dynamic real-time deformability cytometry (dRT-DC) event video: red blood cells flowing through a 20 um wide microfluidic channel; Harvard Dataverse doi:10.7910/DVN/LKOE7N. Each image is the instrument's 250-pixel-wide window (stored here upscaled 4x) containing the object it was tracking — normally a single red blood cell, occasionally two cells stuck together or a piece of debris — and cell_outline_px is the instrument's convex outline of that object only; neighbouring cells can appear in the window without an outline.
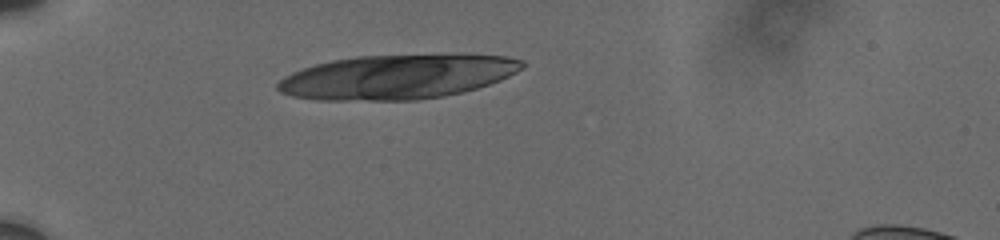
{"species": "human", "species_latin": "Homo sapiens", "temperature_condition": "cold", "stored_images_in_passage": 5, "camera_frame_rate_fps": 3000, "um_per_image_px": 0.085, "donor": {"sex": "male"}, "frame": {"image": 1, "passage_image": 1, "time_ms": 0.0, "image_size_px": [1000, 240], "cell_outline_px": [[524, 68], [500, 80], [476, 88], [444, 96], [416, 100], [316, 100], [292, 96], [280, 92], [276, 88], [276, 84], [284, 76], [292, 72], [316, 64], [332, 60], [356, 56], [508, 56], [524, 60]], "centroid_in_image_um": [33.7, 6.55], "position_along_channel_um": 51.3, "area_um2": 62.37}}
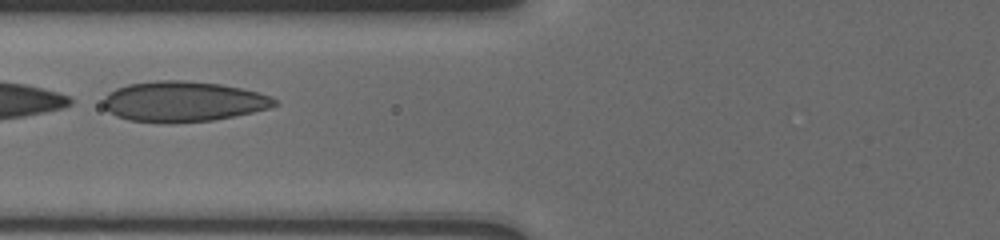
{"frame": {"image": 2, "passage_image": 4, "time_ms": 2.667, "image_size_px": [1000, 240], "cell_outline_px": [[280, 104], [268, 108], [252, 112], [212, 120], [172, 124], [164, 124], [128, 120], [116, 116], [104, 108], [104, 96], [108, 92], [116, 88], [128, 84], [156, 80], [184, 80], [220, 84], [240, 88], [272, 96]], "centroid_in_image_um": [15.53, 8.64], "position_along_channel_um": 110.3, "area_um2": 40.58}}